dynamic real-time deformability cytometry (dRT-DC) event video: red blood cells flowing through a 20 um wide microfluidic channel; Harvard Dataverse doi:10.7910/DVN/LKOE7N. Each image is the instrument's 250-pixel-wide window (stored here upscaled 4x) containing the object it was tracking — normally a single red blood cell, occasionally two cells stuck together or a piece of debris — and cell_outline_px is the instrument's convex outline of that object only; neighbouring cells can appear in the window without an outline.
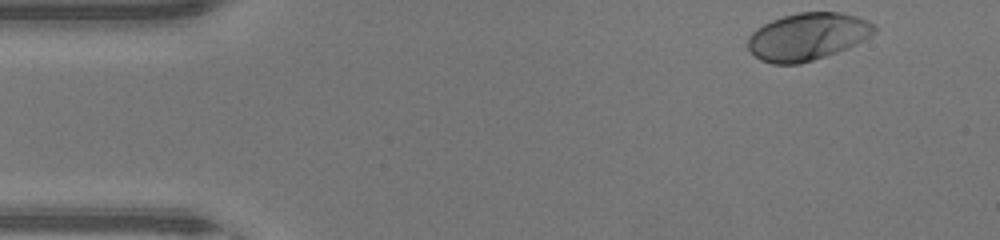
{"species": "human", "species_latin": "Homo sapiens", "temperature_condition": "warm", "stored_images_in_passage": 43, "camera_frame_rate_fps": 3000, "um_per_image_px": 0.085, "donor": {"sex": "male"}, "frame": {"image": 1, "passage_image": 1, "time_ms": 0.0, "image_size_px": [1000, 240], "cell_outline_px": [[876, 32], [856, 44], [836, 52], [800, 64], [772, 64], [760, 60], [748, 48], [748, 36], [756, 28], [772, 20], [784, 16], [800, 12], [840, 12], [856, 16], [868, 20], [876, 28]], "centroid_in_image_um": [68.62, 3.11], "position_along_channel_um": 16.4, "area_um2": 34.68}}
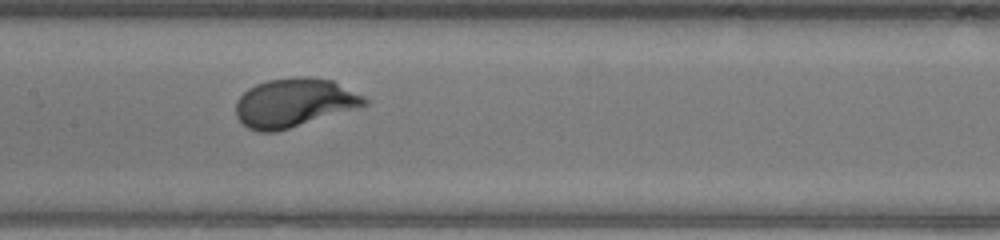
{"frame": {"image": 2, "passage_image": 19, "time_ms": 6.0, "image_size_px": [1000, 240], "cell_outline_px": [[368, 104], [276, 132], [260, 132], [248, 128], [236, 116], [236, 100], [248, 88], [256, 84], [268, 80], [300, 76], [308, 76], [332, 80], [364, 96], [368, 100]], "centroid_in_image_um": [24.97, 8.72], "position_along_channel_um": 182.4, "area_um2": 36.18}}
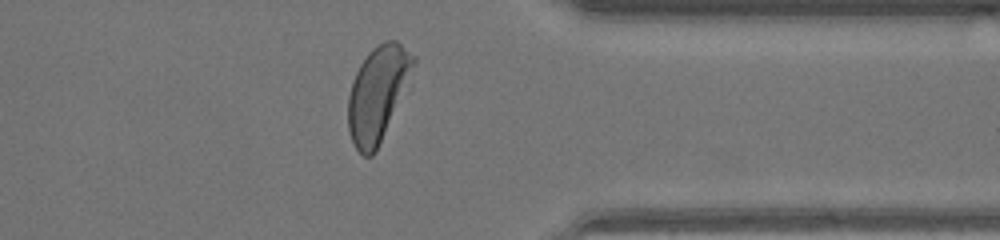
{"frame": {"image": 3, "passage_image": 33, "time_ms": 10.667, "image_size_px": [1000, 240], "cell_outline_px": [[416, 64], [380, 140], [372, 156], [364, 156], [356, 148], [352, 140], [348, 128], [348, 96], [356, 72], [360, 64], [368, 52], [372, 48], [384, 40], [396, 40], [416, 56]], "centroid_in_image_um": [32.09, 7.88], "position_along_channel_um": 379.3, "area_um2": 35.08}, "authors_computed_cell_mechanics": {"area_um2": 35.836, "velocity_mm_per_s": 4.4467, "shape_relaxation_time_tau1_ms": 1.5432, "shape_relaxation_time_tau2_ms": null, "deformation_change_tau1": 0.1432, "deformation_change_tau2": null}}